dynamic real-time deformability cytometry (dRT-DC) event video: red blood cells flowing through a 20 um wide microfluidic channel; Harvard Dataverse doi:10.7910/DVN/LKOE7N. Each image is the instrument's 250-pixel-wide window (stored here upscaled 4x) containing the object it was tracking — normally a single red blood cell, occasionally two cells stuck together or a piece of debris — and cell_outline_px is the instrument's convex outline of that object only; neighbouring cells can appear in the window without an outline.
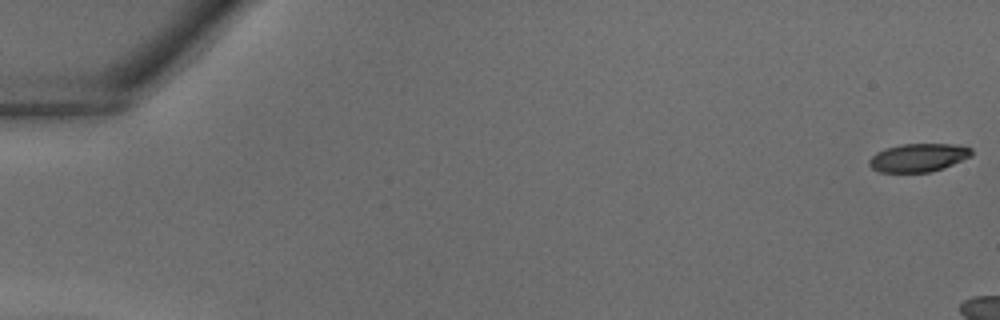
{"species": "common noctule bat (a hibernating species)", "species_latin": "Nyctalus noctula", "temperature_condition": "warm", "stored_images_in_passage": 8, "camera_frame_rate_fps": 3000, "um_per_image_px": 0.085, "animal": {"sex": "male", "body_mass_g": 18.8}, "frame": {"image": 1, "passage_image": 1, "time_ms": 0.0, "image_size_px": [1000, 320], "cell_outline_px": [[972, 156], [952, 164], [928, 172], [880, 172], [872, 168], [868, 164], [868, 160], [876, 152], [884, 148], [900, 144], [956, 144], [972, 148]], "centroid_in_image_um": [78.03, 13.38], "position_along_channel_um": 7.0, "area_um2": 16.82}}